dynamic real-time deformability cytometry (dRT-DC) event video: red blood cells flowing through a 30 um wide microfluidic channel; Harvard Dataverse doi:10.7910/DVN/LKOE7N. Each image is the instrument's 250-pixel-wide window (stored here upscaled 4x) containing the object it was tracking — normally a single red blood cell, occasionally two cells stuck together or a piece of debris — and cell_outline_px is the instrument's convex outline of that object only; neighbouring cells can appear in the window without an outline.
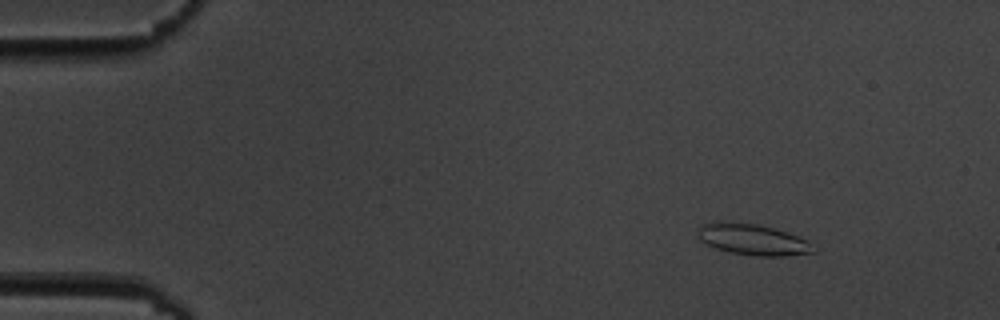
{"species": "common noctule bat (a hibernating species)", "species_latin": "Nyctalus noctula", "temperature_condition": "cold", "stored_images_in_passage": 5, "camera_frame_rate_fps": 3000, "um_per_image_px": 0.085, "animal": {"sex": "male", "body_mass_g": 19.5, "forearm_length_mm": 54.6}, "frame": {"image": 1, "passage_image": 1, "time_ms": 0.0, "image_size_px": [1000, 320], "cell_outline_px": [[816, 252], [784, 256], [756, 256], [732, 252], [716, 248], [700, 240], [700, 228], [704, 224], [720, 220], [756, 224], [788, 232], [808, 240]], "centroid_in_image_um": [64.02, 20.35], "position_along_channel_um": 21.0, "area_um2": 20.69}}
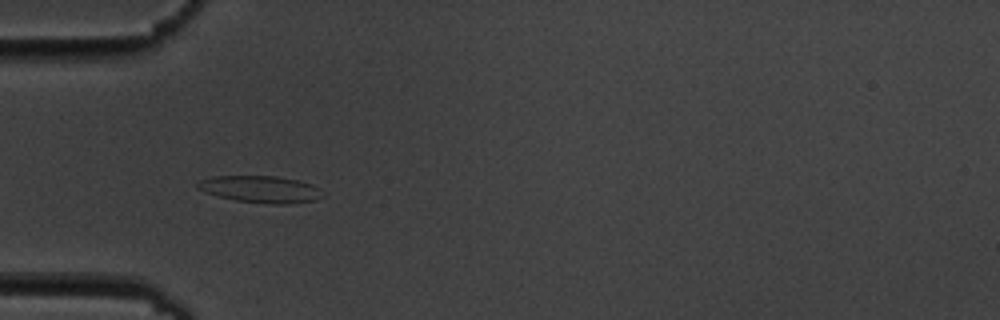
{"frame": {"image": 2, "passage_image": 4, "time_ms": 3.667, "image_size_px": [1000, 320], "cell_outline_px": [[324, 196], [316, 200], [292, 204], [272, 204], [236, 200], [220, 196], [196, 188], [196, 184], [200, 180], [212, 176], [276, 176], [296, 180], [312, 184]], "centroid_in_image_um": [22.15, 16.08], "position_along_channel_um": 62.8, "area_um2": 19.36}}